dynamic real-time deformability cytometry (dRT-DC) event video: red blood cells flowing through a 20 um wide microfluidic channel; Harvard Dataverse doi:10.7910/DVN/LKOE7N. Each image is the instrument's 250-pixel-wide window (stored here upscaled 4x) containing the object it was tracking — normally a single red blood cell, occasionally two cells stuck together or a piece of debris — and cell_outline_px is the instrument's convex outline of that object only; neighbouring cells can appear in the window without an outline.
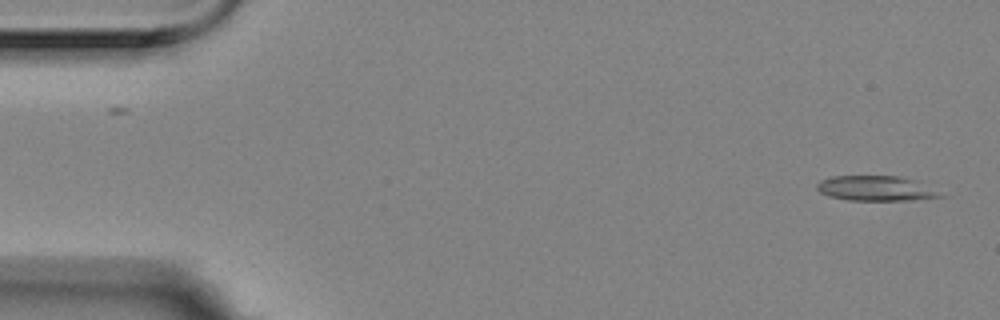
{"species": "Egyptian fruit bat (a non-hibernating species)", "species_latin": "Rousettus aegyptiacus", "temperature_condition": "room temperature", "stored_images_in_passage": 2, "camera_frame_rate_fps": 3000, "um_per_image_px": 0.085, "animal": {"sex": "female"}, "frame": {"image": 1, "passage_image": 2, "time_ms": 0.333, "image_size_px": [1000, 320], "cell_outline_px": [[944, 196], [912, 200], [848, 200], [828, 196], [820, 192], [816, 188], [816, 184], [820, 180], [832, 176], [896, 176], [916, 180]], "centroid_in_image_um": [74.36, 16.01], "position_along_channel_um": 10.6, "area_um2": 17.74}}